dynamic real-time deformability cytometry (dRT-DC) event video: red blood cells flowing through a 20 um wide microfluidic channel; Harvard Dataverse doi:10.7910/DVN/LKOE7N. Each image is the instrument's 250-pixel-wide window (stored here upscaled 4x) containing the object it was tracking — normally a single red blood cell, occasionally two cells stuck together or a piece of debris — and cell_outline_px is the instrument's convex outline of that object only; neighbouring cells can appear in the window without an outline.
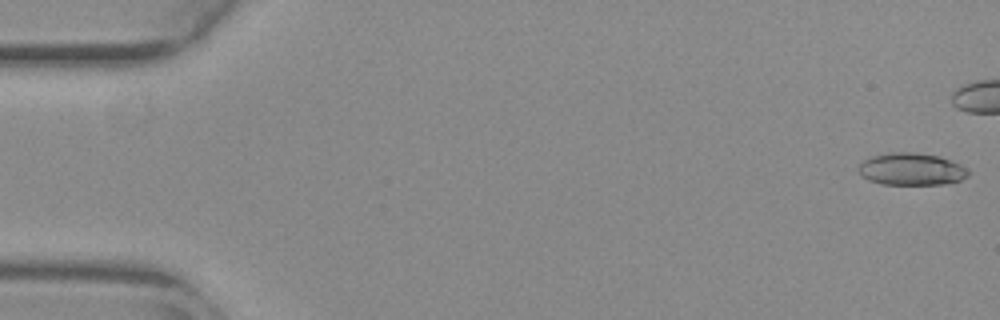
{"species": "common noctule bat (a hibernating species)", "species_latin": "Nyctalus noctula", "temperature_condition": "warm", "stored_images_in_passage": 16, "camera_frame_rate_fps": 3000, "um_per_image_px": 0.085, "animal": {"sex": "female", "body_mass_g": 29.2, "forearm_length_mm": 56.3}, "frame": {"image": 1, "passage_image": 1, "time_ms": 0.0, "image_size_px": [1000, 320], "cell_outline_px": [[968, 176], [960, 180], [944, 184], [880, 184], [868, 180], [860, 176], [860, 164], [864, 160], [872, 156], [888, 152], [912, 152], [940, 156], [952, 160], [968, 168]], "centroid_in_image_um": [77.48, 14.37], "position_along_channel_um": 7.5, "area_um2": 20.69}}